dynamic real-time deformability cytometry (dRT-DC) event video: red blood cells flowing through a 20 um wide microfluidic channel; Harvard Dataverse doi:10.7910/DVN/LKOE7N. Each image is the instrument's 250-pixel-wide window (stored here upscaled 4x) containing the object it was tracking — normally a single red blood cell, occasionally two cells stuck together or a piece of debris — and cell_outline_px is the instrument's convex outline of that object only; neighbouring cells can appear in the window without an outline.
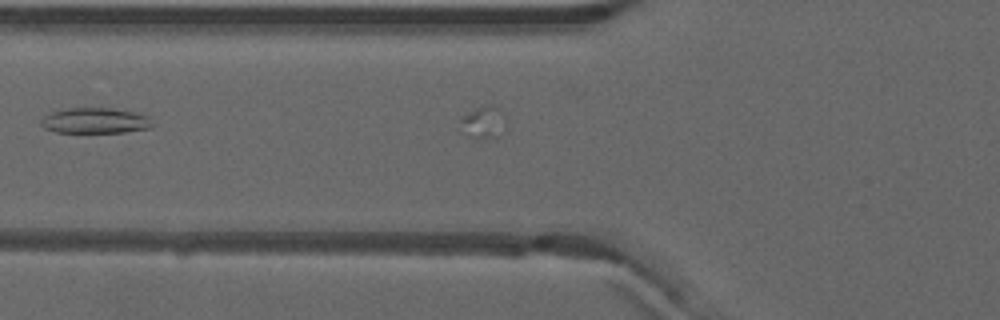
{"species": "common noctule bat (a hibernating species)", "species_latin": "Nyctalus noctula", "temperature_condition": "warm", "stored_images_in_passage": 4, "camera_frame_rate_fps": 3000, "um_per_image_px": 0.085, "animal": {"sex": "male", "forearm_length_mm": 52.5}, "frame": {"image": 1, "passage_image": 2, "time_ms": 0.333, "image_size_px": [1000, 320], "cell_outline_px": [[152, 128], [124, 132], [56, 132], [44, 128], [40, 124], [40, 120], [44, 116], [52, 112], [68, 108], [112, 108], [132, 112], [148, 116], [152, 124]], "centroid_in_image_um": [8.07, 10.26], "position_along_channel_um": 117.7, "area_um2": 16.47}}